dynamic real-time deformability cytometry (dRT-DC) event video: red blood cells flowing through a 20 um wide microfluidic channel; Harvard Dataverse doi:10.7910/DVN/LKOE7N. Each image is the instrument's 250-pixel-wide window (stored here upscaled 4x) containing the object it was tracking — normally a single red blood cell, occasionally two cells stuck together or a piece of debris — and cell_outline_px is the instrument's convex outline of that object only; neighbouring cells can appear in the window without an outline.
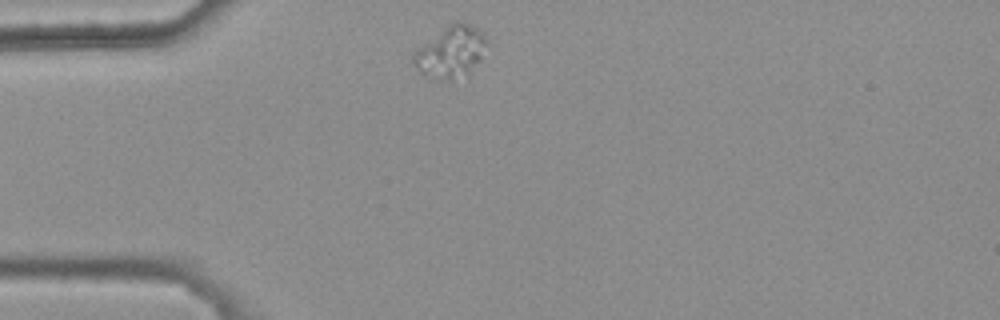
{"species": "common noctule bat (a hibernating species)", "species_latin": "Nyctalus noctula", "temperature_condition": "warm", "stored_images_in_passage": 6, "camera_frame_rate_fps": 3000, "um_per_image_px": 0.085, "animal": {"sex": "female", "body_mass_g": 25.1}, "frame": {"image": 1, "passage_image": 1, "time_ms": 0.0, "image_size_px": [1000, 320], "cell_outline_px": [[488, 44], [480, 60], [468, 72], [448, 80], [436, 80], [420, 72], [412, 64], [412, 48], [456, 20], [460, 20], [476, 28], [488, 40]], "centroid_in_image_um": [38.24, 4.38], "position_along_channel_um": 46.8, "area_um2": 22.25}}
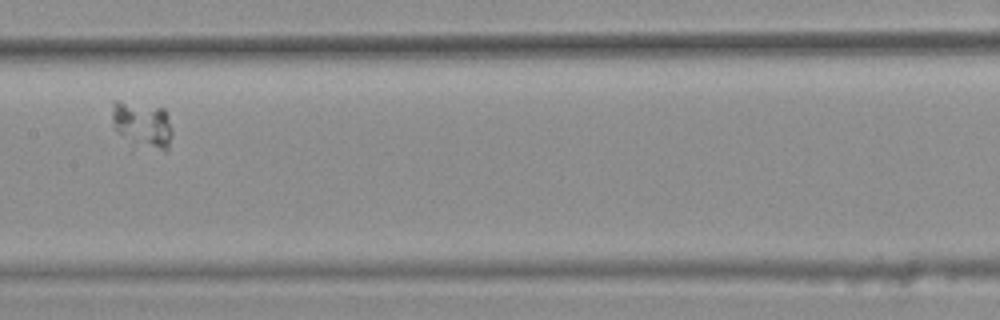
{"frame": {"image": 2, "passage_image": 5, "time_ms": 1.333, "image_size_px": [1000, 320], "cell_outline_px": [[172, 132], [168, 148], [164, 152], [128, 152], [112, 128], [112, 100], [116, 100], [164, 108], [168, 116]], "centroid_in_image_um": [12.01, 10.78], "position_along_channel_um": 195.4, "area_um2": 18.32}}
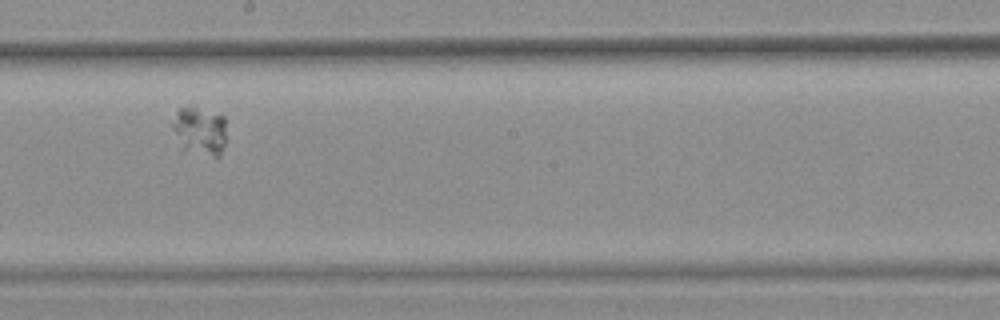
{"frame": {"image": 3, "passage_image": 6, "time_ms": 1.667, "image_size_px": [1000, 320], "cell_outline_px": [[224, 144], [220, 156], [216, 156], [180, 152], [172, 128], [172, 124], [176, 112], [180, 108], [192, 104], [224, 116]], "centroid_in_image_um": [16.91, 11.13], "position_along_channel_um": 231.3, "area_um2": 15.78}}